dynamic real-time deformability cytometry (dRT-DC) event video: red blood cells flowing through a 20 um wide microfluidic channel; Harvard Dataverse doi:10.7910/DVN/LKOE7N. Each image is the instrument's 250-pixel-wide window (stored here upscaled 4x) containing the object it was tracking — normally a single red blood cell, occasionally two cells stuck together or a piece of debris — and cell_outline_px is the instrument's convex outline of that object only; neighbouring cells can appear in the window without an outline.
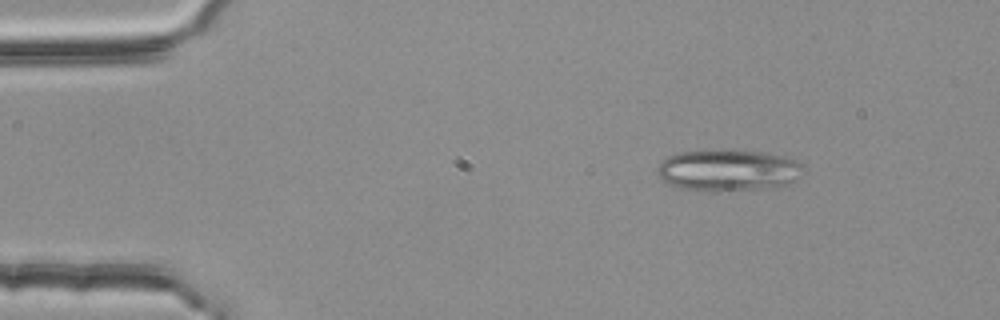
{"species": "common noctule bat (a hibernating species)", "species_latin": "Nyctalus noctula", "temperature_condition": "room temperature", "stored_images_in_passage": 52, "segment_of_instrument_passage": [1, 2], "camera_frame_rate_fps": 3000, "um_per_image_px": 0.085, "animal": {"sex": "female", "body_mass_g": 25.1}, "frame": {"image": 1, "passage_image": 6, "time_ms": 1.667, "image_size_px": [1000, 320], "cell_outline_px": [[800, 164], [796, 180], [788, 184], [760, 188], [680, 188], [660, 180], [656, 172], [656, 168], [668, 156], [680, 152], [760, 152], [784, 156]], "centroid_in_image_um": [61.82, 14.46], "position_along_channel_um": 23.2, "area_um2": 33.0}}